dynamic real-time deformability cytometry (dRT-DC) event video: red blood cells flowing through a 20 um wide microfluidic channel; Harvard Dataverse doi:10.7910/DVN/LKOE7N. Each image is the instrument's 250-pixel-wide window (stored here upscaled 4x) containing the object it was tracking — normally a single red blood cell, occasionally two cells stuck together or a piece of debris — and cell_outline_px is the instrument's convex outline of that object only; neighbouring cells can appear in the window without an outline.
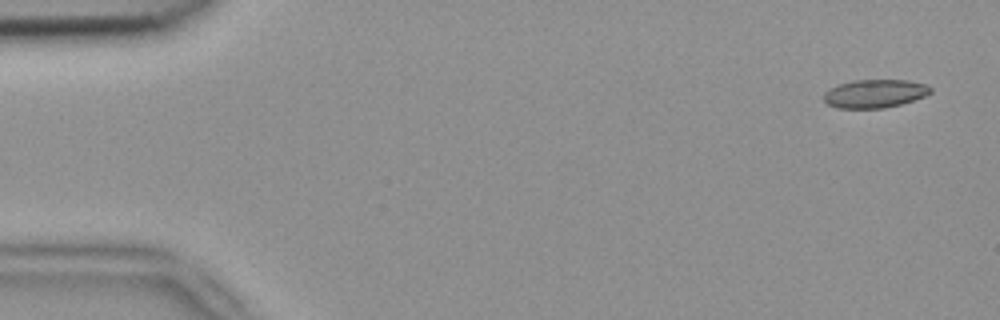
{"species": "common noctule bat (a hibernating species)", "species_latin": "Nyctalus noctula", "temperature_condition": "room temperature", "stored_images_in_passage": 8, "camera_frame_rate_fps": 3000, "um_per_image_px": 0.085, "animal": {"sex": "female", "body_mass_g": 18.4}, "frame": {"image": 1, "passage_image": 1, "time_ms": 0.0, "image_size_px": [1000, 320], "cell_outline_px": [[932, 92], [924, 96], [900, 104], [884, 108], [836, 108], [828, 104], [824, 100], [824, 92], [840, 84], [852, 80], [908, 80], [928, 84], [932, 88]], "centroid_in_image_um": [74.38, 7.95], "position_along_channel_um": 10.6, "area_um2": 17.57}}
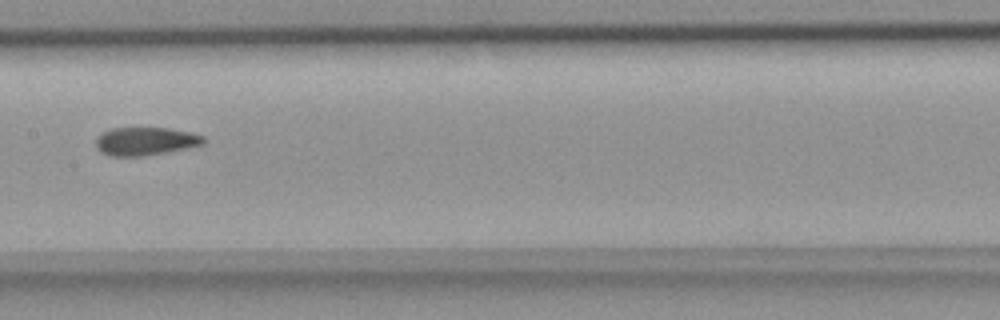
{"frame": {"image": 2, "passage_image": 7, "time_ms": 2.0, "image_size_px": [1000, 320], "cell_outline_px": [[204, 144], [144, 156], [112, 156], [96, 148], [96, 140], [100, 132], [112, 128], [168, 128], [192, 132], [204, 136]], "centroid_in_image_um": [12.35, 11.99], "position_along_channel_um": 195.1, "area_um2": 17.51}}
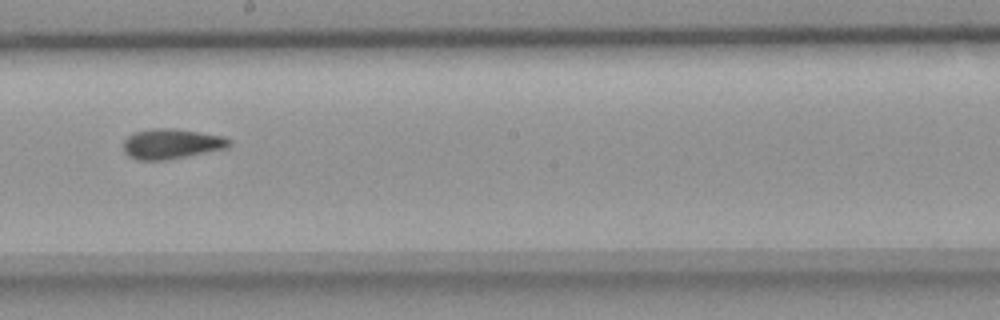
{"frame": {"image": 3, "passage_image": 8, "time_ms": 2.333, "image_size_px": [1000, 320], "cell_outline_px": [[232, 144], [228, 148], [168, 160], [136, 160], [128, 156], [124, 152], [124, 140], [132, 132], [152, 128], [176, 128], [224, 136], [232, 140]], "centroid_in_image_um": [14.59, 12.22], "position_along_channel_um": 233.6, "area_um2": 18.96}}